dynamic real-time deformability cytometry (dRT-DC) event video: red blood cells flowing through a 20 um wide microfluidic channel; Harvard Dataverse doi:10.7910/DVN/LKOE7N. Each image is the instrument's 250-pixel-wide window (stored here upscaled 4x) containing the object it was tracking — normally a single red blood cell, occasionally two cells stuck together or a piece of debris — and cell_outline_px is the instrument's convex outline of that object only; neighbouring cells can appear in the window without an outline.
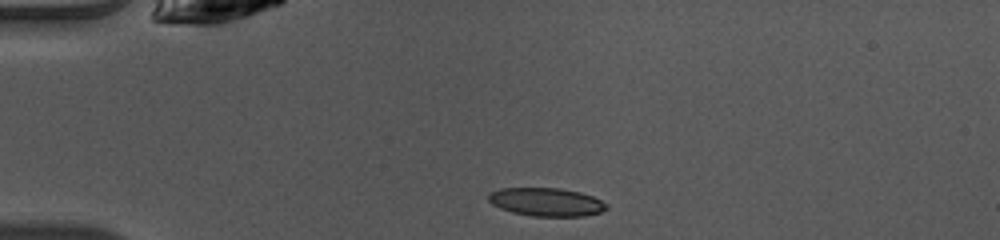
{"species": "common noctule bat (a hibernating species)", "species_latin": "Nyctalus noctula", "temperature_condition": "warm", "stored_images_in_passage": 38, "camera_frame_rate_fps": 3000, "um_per_image_px": 0.085, "animal": {"sex": "female", "body_mass_g": 10.0, "forearm_length_mm": 53.1}, "frame": {"image": 1, "passage_image": 1, "time_ms": 0.0, "image_size_px": [1000, 240], "cell_outline_px": [[608, 208], [600, 212], [584, 216], [532, 216], [512, 212], [500, 208], [492, 204], [488, 200], [488, 196], [492, 192], [500, 188], [560, 188], [580, 192], [592, 196], [608, 204]], "centroid_in_image_um": [46.45, 17.17], "position_along_channel_um": 38.6, "area_um2": 19.42}}
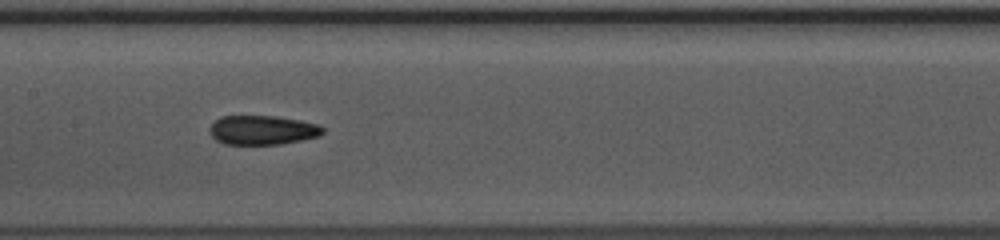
{"frame": {"image": 2, "passage_image": 14, "time_ms": 4.333, "image_size_px": [1000, 240], "cell_outline_px": [[324, 132], [320, 136], [280, 144], [224, 144], [216, 140], [212, 136], [208, 128], [220, 116], [276, 116], [300, 120], [320, 124], [324, 128]], "centroid_in_image_um": [22.32, 11.05], "position_along_channel_um": 185.1, "area_um2": 19.36}}
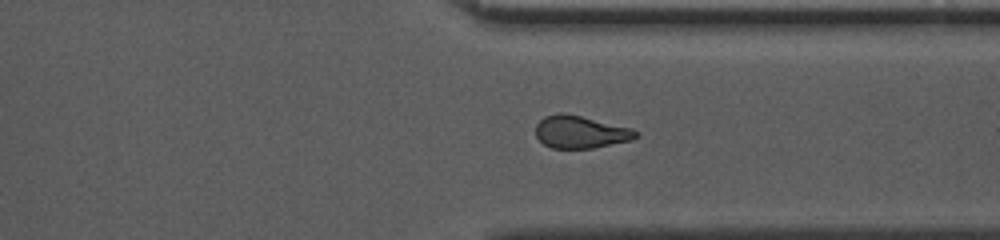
{"frame": {"image": 3, "passage_image": 27, "time_ms": 8.667, "image_size_px": [1000, 240], "cell_outline_px": [[640, 136], [632, 140], [592, 148], [552, 148], [544, 144], [536, 136], [536, 124], [544, 116], [560, 112], [564, 112], [632, 128], [640, 132]], "centroid_in_image_um": [49.36, 11.21], "position_along_channel_um": 362.0, "area_um2": 19.07}, "authors_computed_cell_mechanics": {"area_um2": 19.4786, "velocity_mm_per_s": 4.0926, "shape_relaxation_time_tau1_ms": 9.5449, "shape_relaxation_time_tau2_ms": 2.4536, "deformation_change_tau1": 0.2015, "deformation_change_tau2": 0.0846}}